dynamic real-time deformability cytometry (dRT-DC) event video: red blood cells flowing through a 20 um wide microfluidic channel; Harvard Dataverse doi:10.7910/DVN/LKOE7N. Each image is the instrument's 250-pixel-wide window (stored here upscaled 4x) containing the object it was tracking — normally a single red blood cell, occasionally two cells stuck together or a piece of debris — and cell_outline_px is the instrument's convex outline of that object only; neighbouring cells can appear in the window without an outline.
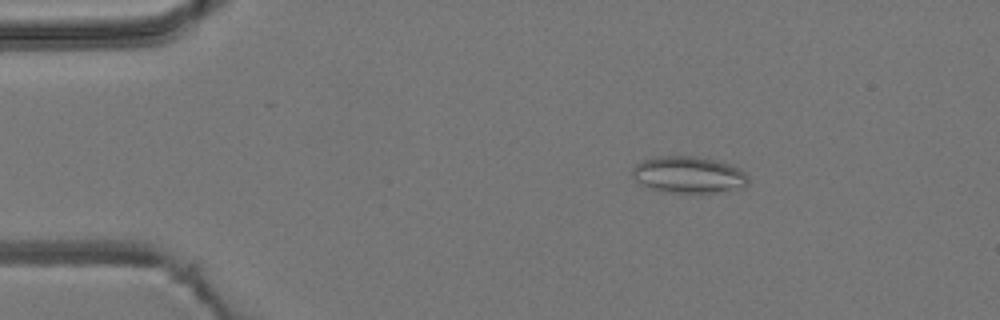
{"species": "common noctule bat (a hibernating species)", "species_latin": "Nyctalus noctula", "temperature_condition": "room temperature", "stored_images_in_passage": 53, "camera_frame_rate_fps": 3000, "um_per_image_px": 0.085, "animal": {"sex": "male", "body_mass_g": 19.2, "forearm_length_mm": 51.8}, "frame": {"image": 1, "passage_image": 8, "time_ms": 2.333, "image_size_px": [1000, 320], "cell_outline_px": [[748, 184], [716, 192], [660, 192], [640, 184], [632, 176], [632, 168], [636, 164], [644, 160], [660, 156], [696, 156], [728, 164], [740, 168], [748, 176]], "centroid_in_image_um": [58.47, 14.85], "position_along_channel_um": 26.5, "area_um2": 24.39}}
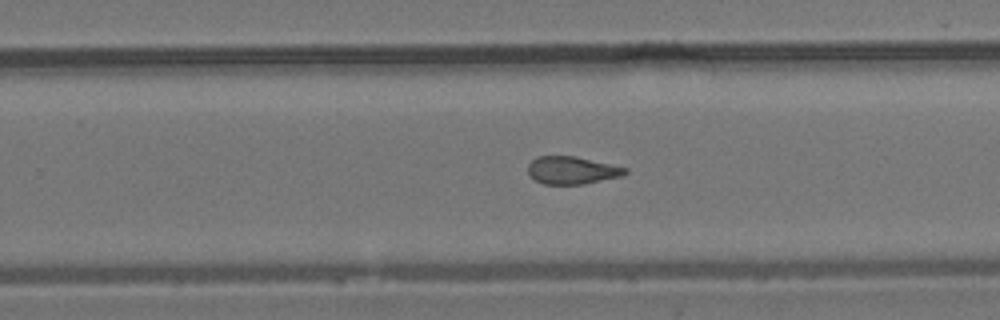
{"frame": {"image": 2, "passage_image": 33, "time_ms": 10.667, "image_size_px": [1000, 320], "cell_outline_px": [[628, 172], [624, 176], [584, 184], [544, 184], [536, 180], [528, 172], [528, 164], [536, 156], [576, 156], [628, 168]], "centroid_in_image_um": [48.65, 14.47], "position_along_channel_um": 281.1, "area_um2": 15.72}}
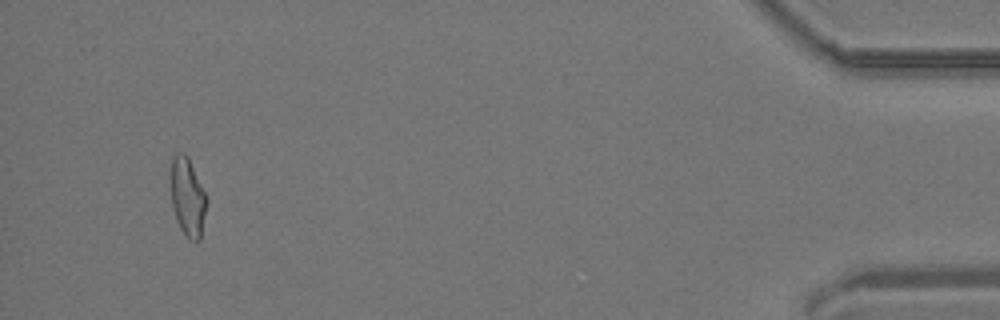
{"frame": {"image": 3, "passage_image": 50, "time_ms": 16.333, "image_size_px": [1000, 320], "cell_outline_px": [[208, 200], [200, 240], [188, 240], [180, 228], [176, 220], [172, 208], [168, 172], [172, 156], [180, 152], [184, 152], [188, 156]], "centroid_in_image_um": [15.9, 16.71], "position_along_channel_um": 419.3, "area_um2": 16.99}, "authors_computed_cell_mechanics": {"area_um2": 16.7042, "velocity_mm_per_s": 3.8305, "shape_relaxation_time_tau1_ms": null, "shape_relaxation_time_tau2_ms": 3.0463, "deformation_change_tau1": null, "deformation_change_tau2": 0.1177}}